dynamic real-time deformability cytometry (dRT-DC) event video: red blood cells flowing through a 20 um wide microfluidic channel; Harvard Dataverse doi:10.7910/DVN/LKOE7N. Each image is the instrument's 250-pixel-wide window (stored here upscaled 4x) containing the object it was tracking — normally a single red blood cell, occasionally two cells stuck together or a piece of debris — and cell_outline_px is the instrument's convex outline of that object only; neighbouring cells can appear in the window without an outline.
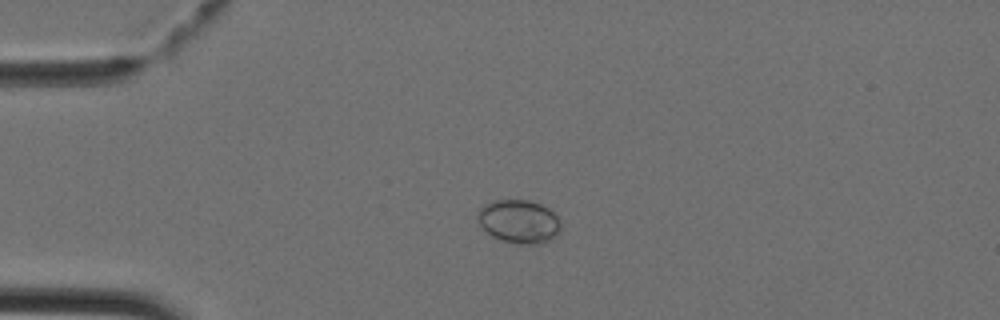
{"species": "Egyptian fruit bat (a non-hibernating species)", "species_latin": "Rousettus aegyptiacus", "temperature_condition": "cold", "stored_images_in_passage": 40, "camera_frame_rate_fps": 3000, "um_per_image_px": 0.085, "animal": {"sex": "female"}, "frame": {"image": 1, "passage_image": 7, "time_ms": 2.0, "image_size_px": [1000, 320], "cell_outline_px": [[560, 228], [556, 236], [540, 244], [524, 244], [504, 240], [492, 236], [480, 224], [480, 208], [484, 204], [496, 200], [528, 200], [540, 204], [548, 208], [560, 220]], "centroid_in_image_um": [44.15, 18.82], "position_along_channel_um": 40.8, "area_um2": 20.52}}
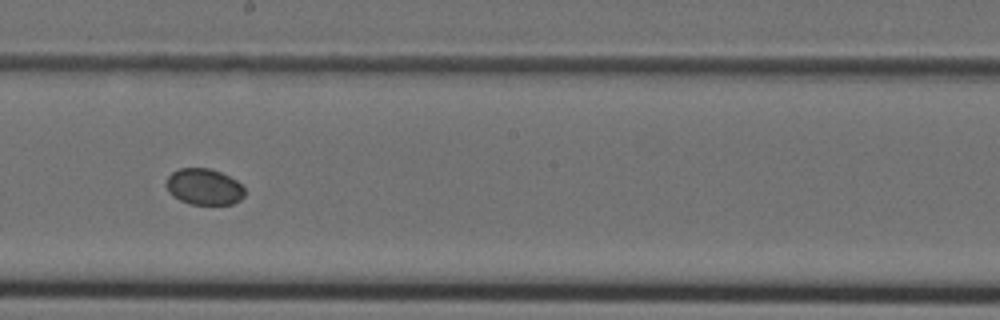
{"frame": {"image": 2, "passage_image": 21, "time_ms": 6.667, "image_size_px": [1000, 320], "cell_outline_px": [[244, 196], [240, 200], [232, 204], [192, 204], [180, 200], [172, 196], [168, 192], [164, 184], [168, 176], [172, 172], [180, 168], [208, 168], [220, 172], [236, 180], [244, 188]], "centroid_in_image_um": [17.31, 15.87], "position_along_channel_um": 230.9, "area_um2": 16.59}}
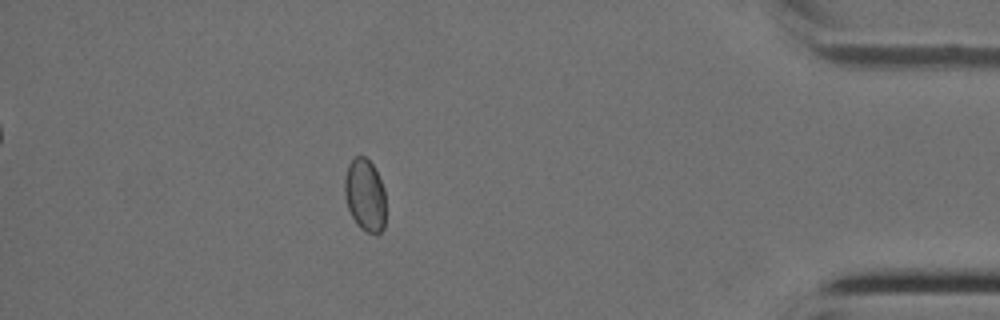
{"frame": {"image": 3, "passage_image": 35, "time_ms": 11.333, "image_size_px": [1000, 320], "cell_outline_px": [[384, 228], [376, 236], [360, 228], [356, 224], [348, 208], [344, 196], [344, 176], [348, 164], [356, 156], [364, 156], [372, 164], [384, 188]], "centroid_in_image_um": [31.0, 16.6], "position_along_channel_um": 404.2, "area_um2": 17.4}}